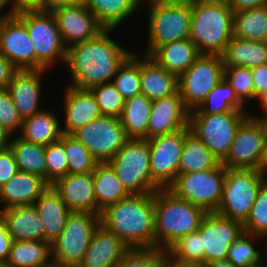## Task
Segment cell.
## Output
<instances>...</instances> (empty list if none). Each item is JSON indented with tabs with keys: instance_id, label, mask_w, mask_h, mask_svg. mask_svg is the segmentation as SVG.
<instances>
[{
	"instance_id": "obj_1",
	"label": "cell",
	"mask_w": 267,
	"mask_h": 267,
	"mask_svg": "<svg viewBox=\"0 0 267 267\" xmlns=\"http://www.w3.org/2000/svg\"><path fill=\"white\" fill-rule=\"evenodd\" d=\"M105 29L92 40L71 45L66 50L65 66L69 69L73 88L90 89L110 83L119 66L133 52L119 45Z\"/></svg>"
},
{
	"instance_id": "obj_2",
	"label": "cell",
	"mask_w": 267,
	"mask_h": 267,
	"mask_svg": "<svg viewBox=\"0 0 267 267\" xmlns=\"http://www.w3.org/2000/svg\"><path fill=\"white\" fill-rule=\"evenodd\" d=\"M100 224L130 249H155L154 193L130 194L100 213Z\"/></svg>"
},
{
	"instance_id": "obj_3",
	"label": "cell",
	"mask_w": 267,
	"mask_h": 267,
	"mask_svg": "<svg viewBox=\"0 0 267 267\" xmlns=\"http://www.w3.org/2000/svg\"><path fill=\"white\" fill-rule=\"evenodd\" d=\"M207 211L169 189L154 192L155 249L167 250L179 238L196 232Z\"/></svg>"
},
{
	"instance_id": "obj_4",
	"label": "cell",
	"mask_w": 267,
	"mask_h": 267,
	"mask_svg": "<svg viewBox=\"0 0 267 267\" xmlns=\"http://www.w3.org/2000/svg\"><path fill=\"white\" fill-rule=\"evenodd\" d=\"M233 37V11L224 2L191 3L189 39L201 54L221 55Z\"/></svg>"
},
{
	"instance_id": "obj_5",
	"label": "cell",
	"mask_w": 267,
	"mask_h": 267,
	"mask_svg": "<svg viewBox=\"0 0 267 267\" xmlns=\"http://www.w3.org/2000/svg\"><path fill=\"white\" fill-rule=\"evenodd\" d=\"M148 6V39L145 56L157 47L190 37L191 3L156 0Z\"/></svg>"
},
{
	"instance_id": "obj_6",
	"label": "cell",
	"mask_w": 267,
	"mask_h": 267,
	"mask_svg": "<svg viewBox=\"0 0 267 267\" xmlns=\"http://www.w3.org/2000/svg\"><path fill=\"white\" fill-rule=\"evenodd\" d=\"M15 15L25 24L36 52V70H52L55 63L65 65L67 48L62 42L51 12L24 10Z\"/></svg>"
},
{
	"instance_id": "obj_7",
	"label": "cell",
	"mask_w": 267,
	"mask_h": 267,
	"mask_svg": "<svg viewBox=\"0 0 267 267\" xmlns=\"http://www.w3.org/2000/svg\"><path fill=\"white\" fill-rule=\"evenodd\" d=\"M108 164L129 194L154 193L161 189L151 177L147 139H129Z\"/></svg>"
},
{
	"instance_id": "obj_8",
	"label": "cell",
	"mask_w": 267,
	"mask_h": 267,
	"mask_svg": "<svg viewBox=\"0 0 267 267\" xmlns=\"http://www.w3.org/2000/svg\"><path fill=\"white\" fill-rule=\"evenodd\" d=\"M99 225L100 214L72 211L63 232L51 244L53 265L78 267Z\"/></svg>"
},
{
	"instance_id": "obj_9",
	"label": "cell",
	"mask_w": 267,
	"mask_h": 267,
	"mask_svg": "<svg viewBox=\"0 0 267 267\" xmlns=\"http://www.w3.org/2000/svg\"><path fill=\"white\" fill-rule=\"evenodd\" d=\"M266 182L267 176L257 169H226L223 196L216 213L243 224Z\"/></svg>"
},
{
	"instance_id": "obj_10",
	"label": "cell",
	"mask_w": 267,
	"mask_h": 267,
	"mask_svg": "<svg viewBox=\"0 0 267 267\" xmlns=\"http://www.w3.org/2000/svg\"><path fill=\"white\" fill-rule=\"evenodd\" d=\"M249 115L247 111L237 110L190 114L189 127L221 163L229 153L237 129Z\"/></svg>"
},
{
	"instance_id": "obj_11",
	"label": "cell",
	"mask_w": 267,
	"mask_h": 267,
	"mask_svg": "<svg viewBox=\"0 0 267 267\" xmlns=\"http://www.w3.org/2000/svg\"><path fill=\"white\" fill-rule=\"evenodd\" d=\"M225 176L226 168L220 163L214 169L178 174L168 189L207 212H216L222 200Z\"/></svg>"
},
{
	"instance_id": "obj_12",
	"label": "cell",
	"mask_w": 267,
	"mask_h": 267,
	"mask_svg": "<svg viewBox=\"0 0 267 267\" xmlns=\"http://www.w3.org/2000/svg\"><path fill=\"white\" fill-rule=\"evenodd\" d=\"M223 77L222 56L201 54L190 68L178 77V91L184 105L190 111L196 109Z\"/></svg>"
},
{
	"instance_id": "obj_13",
	"label": "cell",
	"mask_w": 267,
	"mask_h": 267,
	"mask_svg": "<svg viewBox=\"0 0 267 267\" xmlns=\"http://www.w3.org/2000/svg\"><path fill=\"white\" fill-rule=\"evenodd\" d=\"M71 135L87 147L98 163H108L129 140L120 119L105 115L95 118Z\"/></svg>"
},
{
	"instance_id": "obj_14",
	"label": "cell",
	"mask_w": 267,
	"mask_h": 267,
	"mask_svg": "<svg viewBox=\"0 0 267 267\" xmlns=\"http://www.w3.org/2000/svg\"><path fill=\"white\" fill-rule=\"evenodd\" d=\"M189 130L190 127L148 139L151 177L161 189H168L177 178L184 136Z\"/></svg>"
},
{
	"instance_id": "obj_15",
	"label": "cell",
	"mask_w": 267,
	"mask_h": 267,
	"mask_svg": "<svg viewBox=\"0 0 267 267\" xmlns=\"http://www.w3.org/2000/svg\"><path fill=\"white\" fill-rule=\"evenodd\" d=\"M265 138L263 124L250 114L237 129L229 153L221 164L226 169H257Z\"/></svg>"
},
{
	"instance_id": "obj_16",
	"label": "cell",
	"mask_w": 267,
	"mask_h": 267,
	"mask_svg": "<svg viewBox=\"0 0 267 267\" xmlns=\"http://www.w3.org/2000/svg\"><path fill=\"white\" fill-rule=\"evenodd\" d=\"M206 264L227 259L228 248L244 233L243 224L216 212H207L199 229Z\"/></svg>"
},
{
	"instance_id": "obj_17",
	"label": "cell",
	"mask_w": 267,
	"mask_h": 267,
	"mask_svg": "<svg viewBox=\"0 0 267 267\" xmlns=\"http://www.w3.org/2000/svg\"><path fill=\"white\" fill-rule=\"evenodd\" d=\"M0 53L18 70H36V52L25 24L13 14L0 21Z\"/></svg>"
},
{
	"instance_id": "obj_18",
	"label": "cell",
	"mask_w": 267,
	"mask_h": 267,
	"mask_svg": "<svg viewBox=\"0 0 267 267\" xmlns=\"http://www.w3.org/2000/svg\"><path fill=\"white\" fill-rule=\"evenodd\" d=\"M51 13L56 20L62 42L66 48L92 40L105 30L83 2L75 6L57 8Z\"/></svg>"
},
{
	"instance_id": "obj_19",
	"label": "cell",
	"mask_w": 267,
	"mask_h": 267,
	"mask_svg": "<svg viewBox=\"0 0 267 267\" xmlns=\"http://www.w3.org/2000/svg\"><path fill=\"white\" fill-rule=\"evenodd\" d=\"M190 110L184 105L179 91L152 102L149 114L147 140L189 127Z\"/></svg>"
},
{
	"instance_id": "obj_20",
	"label": "cell",
	"mask_w": 267,
	"mask_h": 267,
	"mask_svg": "<svg viewBox=\"0 0 267 267\" xmlns=\"http://www.w3.org/2000/svg\"><path fill=\"white\" fill-rule=\"evenodd\" d=\"M46 72L48 70H18L8 84L7 90L23 120L44 110L39 107V103L42 76Z\"/></svg>"
},
{
	"instance_id": "obj_21",
	"label": "cell",
	"mask_w": 267,
	"mask_h": 267,
	"mask_svg": "<svg viewBox=\"0 0 267 267\" xmlns=\"http://www.w3.org/2000/svg\"><path fill=\"white\" fill-rule=\"evenodd\" d=\"M130 250L121 238L100 224L78 267H114Z\"/></svg>"
},
{
	"instance_id": "obj_22",
	"label": "cell",
	"mask_w": 267,
	"mask_h": 267,
	"mask_svg": "<svg viewBox=\"0 0 267 267\" xmlns=\"http://www.w3.org/2000/svg\"><path fill=\"white\" fill-rule=\"evenodd\" d=\"M63 134H72L95 118L102 116L96 97L90 89L65 87Z\"/></svg>"
},
{
	"instance_id": "obj_23",
	"label": "cell",
	"mask_w": 267,
	"mask_h": 267,
	"mask_svg": "<svg viewBox=\"0 0 267 267\" xmlns=\"http://www.w3.org/2000/svg\"><path fill=\"white\" fill-rule=\"evenodd\" d=\"M51 186L71 211L96 213L93 172L67 174Z\"/></svg>"
},
{
	"instance_id": "obj_24",
	"label": "cell",
	"mask_w": 267,
	"mask_h": 267,
	"mask_svg": "<svg viewBox=\"0 0 267 267\" xmlns=\"http://www.w3.org/2000/svg\"><path fill=\"white\" fill-rule=\"evenodd\" d=\"M49 186L39 175L18 171L0 187V210L33 205Z\"/></svg>"
},
{
	"instance_id": "obj_25",
	"label": "cell",
	"mask_w": 267,
	"mask_h": 267,
	"mask_svg": "<svg viewBox=\"0 0 267 267\" xmlns=\"http://www.w3.org/2000/svg\"><path fill=\"white\" fill-rule=\"evenodd\" d=\"M33 205L43 224L45 241L52 244L63 232L67 217L72 211L51 185Z\"/></svg>"
},
{
	"instance_id": "obj_26",
	"label": "cell",
	"mask_w": 267,
	"mask_h": 267,
	"mask_svg": "<svg viewBox=\"0 0 267 267\" xmlns=\"http://www.w3.org/2000/svg\"><path fill=\"white\" fill-rule=\"evenodd\" d=\"M141 92L158 100L178 91V77L159 66L151 57L140 54Z\"/></svg>"
},
{
	"instance_id": "obj_27",
	"label": "cell",
	"mask_w": 267,
	"mask_h": 267,
	"mask_svg": "<svg viewBox=\"0 0 267 267\" xmlns=\"http://www.w3.org/2000/svg\"><path fill=\"white\" fill-rule=\"evenodd\" d=\"M13 241H45L41 219L34 205L0 210Z\"/></svg>"
},
{
	"instance_id": "obj_28",
	"label": "cell",
	"mask_w": 267,
	"mask_h": 267,
	"mask_svg": "<svg viewBox=\"0 0 267 267\" xmlns=\"http://www.w3.org/2000/svg\"><path fill=\"white\" fill-rule=\"evenodd\" d=\"M200 55L196 45L188 38L161 45L149 57L163 69L179 77Z\"/></svg>"
},
{
	"instance_id": "obj_29",
	"label": "cell",
	"mask_w": 267,
	"mask_h": 267,
	"mask_svg": "<svg viewBox=\"0 0 267 267\" xmlns=\"http://www.w3.org/2000/svg\"><path fill=\"white\" fill-rule=\"evenodd\" d=\"M58 114L44 109L32 117L23 120L19 137L25 141L46 147L58 141L63 135ZM60 121V122H59Z\"/></svg>"
},
{
	"instance_id": "obj_30",
	"label": "cell",
	"mask_w": 267,
	"mask_h": 267,
	"mask_svg": "<svg viewBox=\"0 0 267 267\" xmlns=\"http://www.w3.org/2000/svg\"><path fill=\"white\" fill-rule=\"evenodd\" d=\"M221 56L224 66H241L251 69L267 63V41L232 37Z\"/></svg>"
},
{
	"instance_id": "obj_31",
	"label": "cell",
	"mask_w": 267,
	"mask_h": 267,
	"mask_svg": "<svg viewBox=\"0 0 267 267\" xmlns=\"http://www.w3.org/2000/svg\"><path fill=\"white\" fill-rule=\"evenodd\" d=\"M51 244L47 241H13L4 267H50Z\"/></svg>"
},
{
	"instance_id": "obj_32",
	"label": "cell",
	"mask_w": 267,
	"mask_h": 267,
	"mask_svg": "<svg viewBox=\"0 0 267 267\" xmlns=\"http://www.w3.org/2000/svg\"><path fill=\"white\" fill-rule=\"evenodd\" d=\"M96 214L130 194L108 163H98L93 171Z\"/></svg>"
},
{
	"instance_id": "obj_33",
	"label": "cell",
	"mask_w": 267,
	"mask_h": 267,
	"mask_svg": "<svg viewBox=\"0 0 267 267\" xmlns=\"http://www.w3.org/2000/svg\"><path fill=\"white\" fill-rule=\"evenodd\" d=\"M152 102L143 93L125 99L119 119L129 139H147Z\"/></svg>"
},
{
	"instance_id": "obj_34",
	"label": "cell",
	"mask_w": 267,
	"mask_h": 267,
	"mask_svg": "<svg viewBox=\"0 0 267 267\" xmlns=\"http://www.w3.org/2000/svg\"><path fill=\"white\" fill-rule=\"evenodd\" d=\"M219 164L220 161L208 147L189 130L184 136L178 174L206 171L216 168Z\"/></svg>"
},
{
	"instance_id": "obj_35",
	"label": "cell",
	"mask_w": 267,
	"mask_h": 267,
	"mask_svg": "<svg viewBox=\"0 0 267 267\" xmlns=\"http://www.w3.org/2000/svg\"><path fill=\"white\" fill-rule=\"evenodd\" d=\"M105 29H116L141 7L135 0H83Z\"/></svg>"
},
{
	"instance_id": "obj_36",
	"label": "cell",
	"mask_w": 267,
	"mask_h": 267,
	"mask_svg": "<svg viewBox=\"0 0 267 267\" xmlns=\"http://www.w3.org/2000/svg\"><path fill=\"white\" fill-rule=\"evenodd\" d=\"M233 37L267 41V5L233 12Z\"/></svg>"
},
{
	"instance_id": "obj_37",
	"label": "cell",
	"mask_w": 267,
	"mask_h": 267,
	"mask_svg": "<svg viewBox=\"0 0 267 267\" xmlns=\"http://www.w3.org/2000/svg\"><path fill=\"white\" fill-rule=\"evenodd\" d=\"M245 105L236 96L233 87L223 77L207 94L206 99L190 114H220L233 110L246 111Z\"/></svg>"
},
{
	"instance_id": "obj_38",
	"label": "cell",
	"mask_w": 267,
	"mask_h": 267,
	"mask_svg": "<svg viewBox=\"0 0 267 267\" xmlns=\"http://www.w3.org/2000/svg\"><path fill=\"white\" fill-rule=\"evenodd\" d=\"M10 140L12 150L19 171L39 175L46 181L45 147L23 140L16 135Z\"/></svg>"
},
{
	"instance_id": "obj_39",
	"label": "cell",
	"mask_w": 267,
	"mask_h": 267,
	"mask_svg": "<svg viewBox=\"0 0 267 267\" xmlns=\"http://www.w3.org/2000/svg\"><path fill=\"white\" fill-rule=\"evenodd\" d=\"M260 240L267 241L263 237L243 233L235 243L228 248L227 259L235 267H260L263 259V252H261V254L259 248L255 247ZM257 241L258 243H256Z\"/></svg>"
},
{
	"instance_id": "obj_40",
	"label": "cell",
	"mask_w": 267,
	"mask_h": 267,
	"mask_svg": "<svg viewBox=\"0 0 267 267\" xmlns=\"http://www.w3.org/2000/svg\"><path fill=\"white\" fill-rule=\"evenodd\" d=\"M139 54L133 51L119 66L111 81L125 99L142 93Z\"/></svg>"
},
{
	"instance_id": "obj_41",
	"label": "cell",
	"mask_w": 267,
	"mask_h": 267,
	"mask_svg": "<svg viewBox=\"0 0 267 267\" xmlns=\"http://www.w3.org/2000/svg\"><path fill=\"white\" fill-rule=\"evenodd\" d=\"M64 148L68 162V174H85L94 171L98 162L81 141L71 134H64Z\"/></svg>"
},
{
	"instance_id": "obj_42",
	"label": "cell",
	"mask_w": 267,
	"mask_h": 267,
	"mask_svg": "<svg viewBox=\"0 0 267 267\" xmlns=\"http://www.w3.org/2000/svg\"><path fill=\"white\" fill-rule=\"evenodd\" d=\"M166 251L167 261L204 262V251L198 231L179 238Z\"/></svg>"
},
{
	"instance_id": "obj_43",
	"label": "cell",
	"mask_w": 267,
	"mask_h": 267,
	"mask_svg": "<svg viewBox=\"0 0 267 267\" xmlns=\"http://www.w3.org/2000/svg\"><path fill=\"white\" fill-rule=\"evenodd\" d=\"M244 233L257 235L267 240V182L260 188L257 198L243 223ZM266 248H267V242Z\"/></svg>"
},
{
	"instance_id": "obj_44",
	"label": "cell",
	"mask_w": 267,
	"mask_h": 267,
	"mask_svg": "<svg viewBox=\"0 0 267 267\" xmlns=\"http://www.w3.org/2000/svg\"><path fill=\"white\" fill-rule=\"evenodd\" d=\"M46 182L52 185L68 174V162L64 148V134L58 141L45 147Z\"/></svg>"
},
{
	"instance_id": "obj_45",
	"label": "cell",
	"mask_w": 267,
	"mask_h": 267,
	"mask_svg": "<svg viewBox=\"0 0 267 267\" xmlns=\"http://www.w3.org/2000/svg\"><path fill=\"white\" fill-rule=\"evenodd\" d=\"M90 90L96 97L102 115L120 117L125 98L112 82L95 85Z\"/></svg>"
},
{
	"instance_id": "obj_46",
	"label": "cell",
	"mask_w": 267,
	"mask_h": 267,
	"mask_svg": "<svg viewBox=\"0 0 267 267\" xmlns=\"http://www.w3.org/2000/svg\"><path fill=\"white\" fill-rule=\"evenodd\" d=\"M224 78L233 87L236 96L244 105L254 99L251 69L241 66H224Z\"/></svg>"
},
{
	"instance_id": "obj_47",
	"label": "cell",
	"mask_w": 267,
	"mask_h": 267,
	"mask_svg": "<svg viewBox=\"0 0 267 267\" xmlns=\"http://www.w3.org/2000/svg\"><path fill=\"white\" fill-rule=\"evenodd\" d=\"M167 251L162 249H131L114 267H166Z\"/></svg>"
},
{
	"instance_id": "obj_48",
	"label": "cell",
	"mask_w": 267,
	"mask_h": 267,
	"mask_svg": "<svg viewBox=\"0 0 267 267\" xmlns=\"http://www.w3.org/2000/svg\"><path fill=\"white\" fill-rule=\"evenodd\" d=\"M23 119L20 116L11 94L7 89H0V125L12 136L20 132Z\"/></svg>"
},
{
	"instance_id": "obj_49",
	"label": "cell",
	"mask_w": 267,
	"mask_h": 267,
	"mask_svg": "<svg viewBox=\"0 0 267 267\" xmlns=\"http://www.w3.org/2000/svg\"><path fill=\"white\" fill-rule=\"evenodd\" d=\"M18 171L15 157L10 147L0 151V187Z\"/></svg>"
},
{
	"instance_id": "obj_50",
	"label": "cell",
	"mask_w": 267,
	"mask_h": 267,
	"mask_svg": "<svg viewBox=\"0 0 267 267\" xmlns=\"http://www.w3.org/2000/svg\"><path fill=\"white\" fill-rule=\"evenodd\" d=\"M251 72L254 86L253 101H255L261 95V93L267 89V63L251 68Z\"/></svg>"
},
{
	"instance_id": "obj_51",
	"label": "cell",
	"mask_w": 267,
	"mask_h": 267,
	"mask_svg": "<svg viewBox=\"0 0 267 267\" xmlns=\"http://www.w3.org/2000/svg\"><path fill=\"white\" fill-rule=\"evenodd\" d=\"M13 240L9 235L6 221L0 213V265H5Z\"/></svg>"
},
{
	"instance_id": "obj_52",
	"label": "cell",
	"mask_w": 267,
	"mask_h": 267,
	"mask_svg": "<svg viewBox=\"0 0 267 267\" xmlns=\"http://www.w3.org/2000/svg\"><path fill=\"white\" fill-rule=\"evenodd\" d=\"M18 69L0 53V89H7Z\"/></svg>"
},
{
	"instance_id": "obj_53",
	"label": "cell",
	"mask_w": 267,
	"mask_h": 267,
	"mask_svg": "<svg viewBox=\"0 0 267 267\" xmlns=\"http://www.w3.org/2000/svg\"><path fill=\"white\" fill-rule=\"evenodd\" d=\"M10 10L15 14L24 10L43 11V0H8Z\"/></svg>"
},
{
	"instance_id": "obj_54",
	"label": "cell",
	"mask_w": 267,
	"mask_h": 267,
	"mask_svg": "<svg viewBox=\"0 0 267 267\" xmlns=\"http://www.w3.org/2000/svg\"><path fill=\"white\" fill-rule=\"evenodd\" d=\"M233 12L253 9L267 5V0H227Z\"/></svg>"
},
{
	"instance_id": "obj_55",
	"label": "cell",
	"mask_w": 267,
	"mask_h": 267,
	"mask_svg": "<svg viewBox=\"0 0 267 267\" xmlns=\"http://www.w3.org/2000/svg\"><path fill=\"white\" fill-rule=\"evenodd\" d=\"M83 0H43V11L51 12L60 7L75 6Z\"/></svg>"
},
{
	"instance_id": "obj_56",
	"label": "cell",
	"mask_w": 267,
	"mask_h": 267,
	"mask_svg": "<svg viewBox=\"0 0 267 267\" xmlns=\"http://www.w3.org/2000/svg\"><path fill=\"white\" fill-rule=\"evenodd\" d=\"M257 170L263 175L267 176V137L265 138L264 145L261 151V156L258 161Z\"/></svg>"
},
{
	"instance_id": "obj_57",
	"label": "cell",
	"mask_w": 267,
	"mask_h": 267,
	"mask_svg": "<svg viewBox=\"0 0 267 267\" xmlns=\"http://www.w3.org/2000/svg\"><path fill=\"white\" fill-rule=\"evenodd\" d=\"M168 267H208L205 262H179L167 261Z\"/></svg>"
},
{
	"instance_id": "obj_58",
	"label": "cell",
	"mask_w": 267,
	"mask_h": 267,
	"mask_svg": "<svg viewBox=\"0 0 267 267\" xmlns=\"http://www.w3.org/2000/svg\"><path fill=\"white\" fill-rule=\"evenodd\" d=\"M11 137L12 136L0 125V151L9 147Z\"/></svg>"
},
{
	"instance_id": "obj_59",
	"label": "cell",
	"mask_w": 267,
	"mask_h": 267,
	"mask_svg": "<svg viewBox=\"0 0 267 267\" xmlns=\"http://www.w3.org/2000/svg\"><path fill=\"white\" fill-rule=\"evenodd\" d=\"M259 102V110H262V114H266L267 113V89H265L261 95L257 98V100Z\"/></svg>"
},
{
	"instance_id": "obj_60",
	"label": "cell",
	"mask_w": 267,
	"mask_h": 267,
	"mask_svg": "<svg viewBox=\"0 0 267 267\" xmlns=\"http://www.w3.org/2000/svg\"><path fill=\"white\" fill-rule=\"evenodd\" d=\"M7 6H9V1L8 0H0V11L2 12L5 7L7 8ZM1 12H0V21L3 20V19H6L8 17H11L14 13L9 10V11H3L5 13H3V15H1Z\"/></svg>"
},
{
	"instance_id": "obj_61",
	"label": "cell",
	"mask_w": 267,
	"mask_h": 267,
	"mask_svg": "<svg viewBox=\"0 0 267 267\" xmlns=\"http://www.w3.org/2000/svg\"><path fill=\"white\" fill-rule=\"evenodd\" d=\"M208 267H235L228 259L215 260L207 264Z\"/></svg>"
},
{
	"instance_id": "obj_62",
	"label": "cell",
	"mask_w": 267,
	"mask_h": 267,
	"mask_svg": "<svg viewBox=\"0 0 267 267\" xmlns=\"http://www.w3.org/2000/svg\"><path fill=\"white\" fill-rule=\"evenodd\" d=\"M252 116H254V117H257L260 121H261V123L263 124V126H264V129H265V135H266V137H267V113L266 114H262V115H252Z\"/></svg>"
},
{
	"instance_id": "obj_63",
	"label": "cell",
	"mask_w": 267,
	"mask_h": 267,
	"mask_svg": "<svg viewBox=\"0 0 267 267\" xmlns=\"http://www.w3.org/2000/svg\"><path fill=\"white\" fill-rule=\"evenodd\" d=\"M164 2L193 3L194 0H160Z\"/></svg>"
},
{
	"instance_id": "obj_64",
	"label": "cell",
	"mask_w": 267,
	"mask_h": 267,
	"mask_svg": "<svg viewBox=\"0 0 267 267\" xmlns=\"http://www.w3.org/2000/svg\"><path fill=\"white\" fill-rule=\"evenodd\" d=\"M154 1H156V0H135V2L139 5V6H141V5H143V4H150V3H152V2H154ZM146 2V3H145Z\"/></svg>"
},
{
	"instance_id": "obj_65",
	"label": "cell",
	"mask_w": 267,
	"mask_h": 267,
	"mask_svg": "<svg viewBox=\"0 0 267 267\" xmlns=\"http://www.w3.org/2000/svg\"><path fill=\"white\" fill-rule=\"evenodd\" d=\"M227 0H194V2H224Z\"/></svg>"
},
{
	"instance_id": "obj_66",
	"label": "cell",
	"mask_w": 267,
	"mask_h": 267,
	"mask_svg": "<svg viewBox=\"0 0 267 267\" xmlns=\"http://www.w3.org/2000/svg\"><path fill=\"white\" fill-rule=\"evenodd\" d=\"M265 251H267V249H265ZM267 253V252H266ZM265 257V258H264ZM267 256H263V259H262V263L260 265V267H267ZM266 261V262H265ZM265 265V266H264Z\"/></svg>"
}]
</instances>
